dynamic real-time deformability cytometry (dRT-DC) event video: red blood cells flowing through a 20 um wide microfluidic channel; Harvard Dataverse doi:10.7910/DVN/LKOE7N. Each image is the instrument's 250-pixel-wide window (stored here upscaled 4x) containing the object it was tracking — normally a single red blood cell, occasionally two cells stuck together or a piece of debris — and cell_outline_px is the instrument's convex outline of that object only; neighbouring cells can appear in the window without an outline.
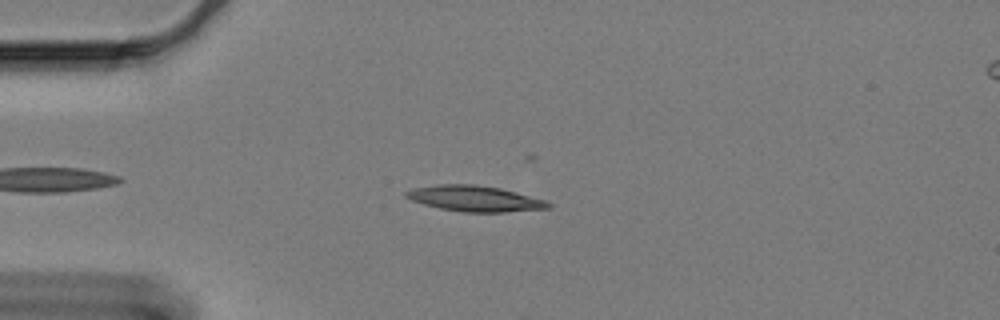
{"species": "Egyptian fruit bat (a non-hibernating species)", "species_latin": "Rousettus aegyptiacus", "temperature_condition": "cold", "stored_images_in_passage": 10, "camera_frame_rate_fps": 3000, "um_per_image_px": 0.085, "animal": {"sex": "female"}, "frame": {"image": 1, "passage_image": 8, "time_ms": 2.333, "image_size_px": [1000, 320], "cell_outline_px": [[552, 204], [548, 208], [504, 212], [464, 212], [440, 208], [424, 204], [412, 200], [404, 196], [404, 192], [416, 188], [436, 184], [476, 184], [500, 188], [548, 200]], "centroid_in_image_um": [40.38, 16.87], "position_along_channel_um": 44.6, "area_um2": 21.27}}